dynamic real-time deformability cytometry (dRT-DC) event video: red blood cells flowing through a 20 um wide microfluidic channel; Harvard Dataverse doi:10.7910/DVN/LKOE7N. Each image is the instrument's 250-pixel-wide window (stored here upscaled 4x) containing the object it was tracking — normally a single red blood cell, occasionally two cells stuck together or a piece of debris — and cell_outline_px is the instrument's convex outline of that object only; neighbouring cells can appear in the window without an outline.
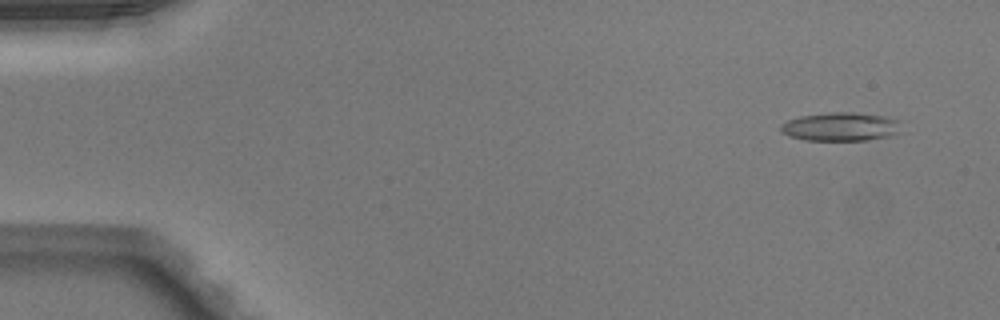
{"species": "Egyptian fruit bat (a non-hibernating species)", "species_latin": "Rousettus aegyptiacus", "temperature_condition": "warm", "stored_images_in_passage": 50, "camera_frame_rate_fps": 3000, "um_per_image_px": 0.085, "animal": {"sex": "male"}, "frame": {"image": 1, "passage_image": 4, "time_ms": 1.0, "image_size_px": [1000, 320], "cell_outline_px": [[900, 132], [892, 136], [868, 140], [804, 140], [788, 136], [780, 132], [780, 124], [788, 120], [800, 116], [828, 112], [856, 112], [884, 116], [900, 120]], "centroid_in_image_um": [71.46, 10.77], "position_along_channel_um": 13.5, "area_um2": 20.4}}
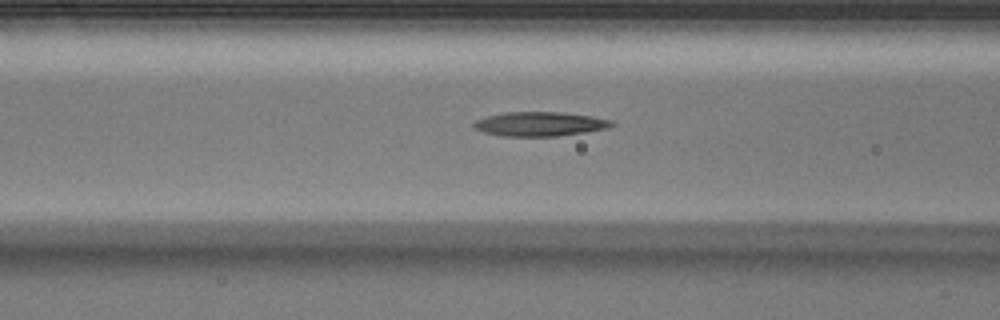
{"frame": {"image": 2, "passage_image": 21, "time_ms": 6.667, "image_size_px": [1000, 320], "cell_outline_px": [[616, 124], [608, 128], [584, 132], [556, 136], [504, 136], [484, 132], [476, 128], [472, 124], [476, 120], [488, 116], [504, 112], [564, 112], [592, 116], [612, 120]], "centroid_in_image_um": [45.93, 10.53], "position_along_channel_um": 120.7, "area_um2": 19.42}}
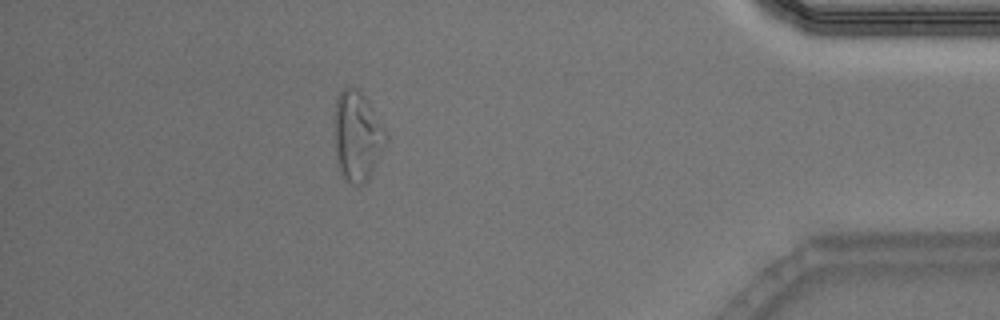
{"frame": {"image": 3, "passage_image": 45, "time_ms": 14.667, "image_size_px": [1000, 320], "cell_outline_px": [[388, 140], [368, 180], [364, 184], [352, 184], [336, 168], [336, 100], [340, 92], [344, 88], [356, 88], [360, 92], [372, 108], [384, 128], [388, 136]], "centroid_in_image_um": [30.39, 11.62], "position_along_channel_um": 404.8, "area_um2": 26.36}, "authors_computed_cell_mechanics": {"area_um2": 20.4034, "velocity_mm_per_s": 4.0815, "shape_relaxation_time_tau1_ms": null, "shape_relaxation_time_tau2_ms": 6.6454, "deformation_change_tau1": null, "deformation_change_tau2": 0.2117}}